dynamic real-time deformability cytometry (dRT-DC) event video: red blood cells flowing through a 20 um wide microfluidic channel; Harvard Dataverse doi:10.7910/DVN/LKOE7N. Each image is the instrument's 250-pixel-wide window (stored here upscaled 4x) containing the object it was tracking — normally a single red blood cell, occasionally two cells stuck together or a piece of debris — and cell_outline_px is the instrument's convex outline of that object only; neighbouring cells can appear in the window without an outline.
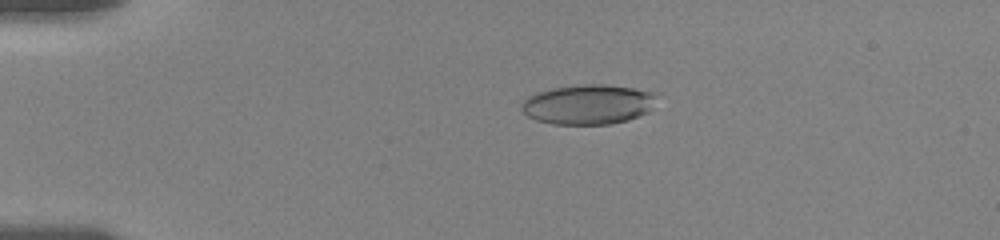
{"species": "human", "species_latin": "Homo sapiens", "temperature_condition": "room temperature", "stored_images_in_passage": 49, "camera_frame_rate_fps": 3000, "um_per_image_px": 0.085, "donor": {"sex": "female"}, "frame": {"image": 1, "passage_image": 7, "time_ms": 3.667, "image_size_px": [1000, 240], "cell_outline_px": [[656, 96], [648, 112], [628, 120], [608, 124], [552, 124], [536, 120], [528, 116], [520, 108], [520, 104], [528, 96], [552, 88], [584, 84], [604, 84], [632, 88], [656, 92]], "centroid_in_image_um": [49.97, 8.87], "position_along_channel_um": 35.0, "area_um2": 31.21}}
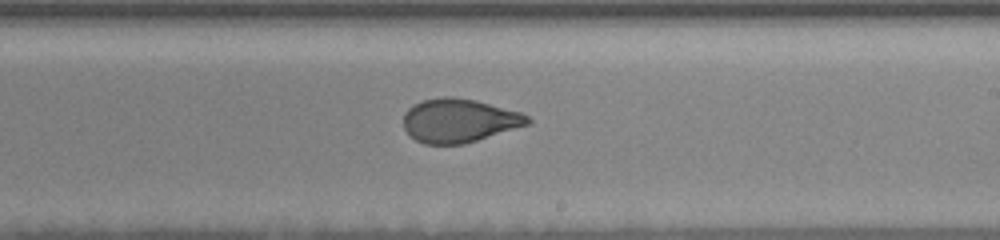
{"frame": {"image": 2, "passage_image": 26, "time_ms": 11.0, "image_size_px": [1000, 240], "cell_outline_px": [[532, 124], [464, 144], [424, 144], [416, 140], [404, 128], [404, 112], [412, 104], [424, 100], [444, 96], [448, 96], [476, 100], [520, 112], [528, 116], [532, 120]], "centroid_in_image_um": [39.05, 10.25], "position_along_channel_um": 250.0, "area_um2": 31.73}}
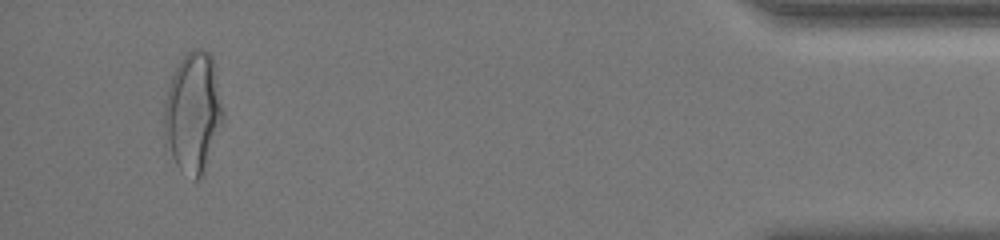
{"frame": {"image": 3, "passage_image": 46, "time_ms": 17.333, "image_size_px": [1000, 240], "cell_outline_px": [[224, 116], [200, 176], [196, 180], [180, 168], [176, 164], [164, 144], [164, 104], [168, 88], [172, 76], [180, 60], [188, 52], [196, 48], [204, 48], [212, 56], [224, 112]], "centroid_in_image_um": [16.38, 9.5], "position_along_channel_um": 418.8, "area_um2": 40.46}, "authors_computed_cell_mechanics": {"area_um2": 32.5992, "velocity_mm_per_s": 3.6407, "shape_relaxation_time_tau1_ms": 5.908, "shape_relaxation_time_tau2_ms": 0.999, "deformation_change_tau1": 0.1907, "deformation_change_tau2": 0.0678}}